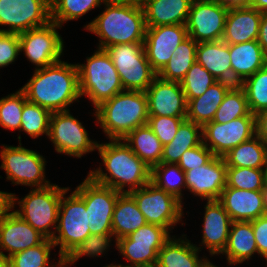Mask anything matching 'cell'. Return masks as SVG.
I'll use <instances>...</instances> for the list:
<instances>
[{
    "instance_id": "11",
    "label": "cell",
    "mask_w": 267,
    "mask_h": 267,
    "mask_svg": "<svg viewBox=\"0 0 267 267\" xmlns=\"http://www.w3.org/2000/svg\"><path fill=\"white\" fill-rule=\"evenodd\" d=\"M146 222L168 229L171 233L175 226L182 222L184 214L183 204L174 196L157 188L149 182L139 189L130 191Z\"/></svg>"
},
{
    "instance_id": "53",
    "label": "cell",
    "mask_w": 267,
    "mask_h": 267,
    "mask_svg": "<svg viewBox=\"0 0 267 267\" xmlns=\"http://www.w3.org/2000/svg\"><path fill=\"white\" fill-rule=\"evenodd\" d=\"M12 209V193L0 191V221Z\"/></svg>"
},
{
    "instance_id": "62",
    "label": "cell",
    "mask_w": 267,
    "mask_h": 267,
    "mask_svg": "<svg viewBox=\"0 0 267 267\" xmlns=\"http://www.w3.org/2000/svg\"><path fill=\"white\" fill-rule=\"evenodd\" d=\"M209 267H218L217 265H215L214 263H212ZM228 267V266H227Z\"/></svg>"
},
{
    "instance_id": "1",
    "label": "cell",
    "mask_w": 267,
    "mask_h": 267,
    "mask_svg": "<svg viewBox=\"0 0 267 267\" xmlns=\"http://www.w3.org/2000/svg\"><path fill=\"white\" fill-rule=\"evenodd\" d=\"M20 89L28 101L51 113L67 111L81 98L77 64L61 60L34 69L32 77Z\"/></svg>"
},
{
    "instance_id": "49",
    "label": "cell",
    "mask_w": 267,
    "mask_h": 267,
    "mask_svg": "<svg viewBox=\"0 0 267 267\" xmlns=\"http://www.w3.org/2000/svg\"><path fill=\"white\" fill-rule=\"evenodd\" d=\"M215 155L203 142L191 149L186 150L180 157L178 165L184 172L207 164Z\"/></svg>"
},
{
    "instance_id": "25",
    "label": "cell",
    "mask_w": 267,
    "mask_h": 267,
    "mask_svg": "<svg viewBox=\"0 0 267 267\" xmlns=\"http://www.w3.org/2000/svg\"><path fill=\"white\" fill-rule=\"evenodd\" d=\"M231 83L240 85L245 79L267 65V54L257 40L229 45Z\"/></svg>"
},
{
    "instance_id": "21",
    "label": "cell",
    "mask_w": 267,
    "mask_h": 267,
    "mask_svg": "<svg viewBox=\"0 0 267 267\" xmlns=\"http://www.w3.org/2000/svg\"><path fill=\"white\" fill-rule=\"evenodd\" d=\"M45 239L44 235L35 230L12 209L0 221V252L6 258L37 246Z\"/></svg>"
},
{
    "instance_id": "5",
    "label": "cell",
    "mask_w": 267,
    "mask_h": 267,
    "mask_svg": "<svg viewBox=\"0 0 267 267\" xmlns=\"http://www.w3.org/2000/svg\"><path fill=\"white\" fill-rule=\"evenodd\" d=\"M68 188L52 183L43 188H31L21 199L12 193V210L47 239H52L57 227L61 196ZM16 204L19 209H14Z\"/></svg>"
},
{
    "instance_id": "56",
    "label": "cell",
    "mask_w": 267,
    "mask_h": 267,
    "mask_svg": "<svg viewBox=\"0 0 267 267\" xmlns=\"http://www.w3.org/2000/svg\"><path fill=\"white\" fill-rule=\"evenodd\" d=\"M108 1L143 7L149 0H108Z\"/></svg>"
},
{
    "instance_id": "17",
    "label": "cell",
    "mask_w": 267,
    "mask_h": 267,
    "mask_svg": "<svg viewBox=\"0 0 267 267\" xmlns=\"http://www.w3.org/2000/svg\"><path fill=\"white\" fill-rule=\"evenodd\" d=\"M188 37L186 25L146 27L144 49L153 70L158 74L173 51Z\"/></svg>"
},
{
    "instance_id": "26",
    "label": "cell",
    "mask_w": 267,
    "mask_h": 267,
    "mask_svg": "<svg viewBox=\"0 0 267 267\" xmlns=\"http://www.w3.org/2000/svg\"><path fill=\"white\" fill-rule=\"evenodd\" d=\"M258 254L252 221H233L230 227L228 243L221 255L226 257L229 266L248 263Z\"/></svg>"
},
{
    "instance_id": "57",
    "label": "cell",
    "mask_w": 267,
    "mask_h": 267,
    "mask_svg": "<svg viewBox=\"0 0 267 267\" xmlns=\"http://www.w3.org/2000/svg\"><path fill=\"white\" fill-rule=\"evenodd\" d=\"M261 196H262V203L263 207L265 209V212L267 213V183L265 182L263 187L260 190Z\"/></svg>"
},
{
    "instance_id": "41",
    "label": "cell",
    "mask_w": 267,
    "mask_h": 267,
    "mask_svg": "<svg viewBox=\"0 0 267 267\" xmlns=\"http://www.w3.org/2000/svg\"><path fill=\"white\" fill-rule=\"evenodd\" d=\"M51 112L38 104L26 101L21 116L20 132H24L32 139L43 135L48 137Z\"/></svg>"
},
{
    "instance_id": "35",
    "label": "cell",
    "mask_w": 267,
    "mask_h": 267,
    "mask_svg": "<svg viewBox=\"0 0 267 267\" xmlns=\"http://www.w3.org/2000/svg\"><path fill=\"white\" fill-rule=\"evenodd\" d=\"M150 182L157 188L174 196L184 206V194L182 192L184 189L186 191V179L185 172L178 164L161 162L153 166L151 168Z\"/></svg>"
},
{
    "instance_id": "2",
    "label": "cell",
    "mask_w": 267,
    "mask_h": 267,
    "mask_svg": "<svg viewBox=\"0 0 267 267\" xmlns=\"http://www.w3.org/2000/svg\"><path fill=\"white\" fill-rule=\"evenodd\" d=\"M98 142L96 150L102 163L87 174L95 182L121 193H129L150 182L151 168L130 149L123 139Z\"/></svg>"
},
{
    "instance_id": "14",
    "label": "cell",
    "mask_w": 267,
    "mask_h": 267,
    "mask_svg": "<svg viewBox=\"0 0 267 267\" xmlns=\"http://www.w3.org/2000/svg\"><path fill=\"white\" fill-rule=\"evenodd\" d=\"M51 21L50 0H0V32L20 34Z\"/></svg>"
},
{
    "instance_id": "4",
    "label": "cell",
    "mask_w": 267,
    "mask_h": 267,
    "mask_svg": "<svg viewBox=\"0 0 267 267\" xmlns=\"http://www.w3.org/2000/svg\"><path fill=\"white\" fill-rule=\"evenodd\" d=\"M96 125L107 139H124L131 131L147 124L148 100L145 92L124 90L93 109Z\"/></svg>"
},
{
    "instance_id": "27",
    "label": "cell",
    "mask_w": 267,
    "mask_h": 267,
    "mask_svg": "<svg viewBox=\"0 0 267 267\" xmlns=\"http://www.w3.org/2000/svg\"><path fill=\"white\" fill-rule=\"evenodd\" d=\"M193 0H149L142 8L146 27L186 25Z\"/></svg>"
},
{
    "instance_id": "24",
    "label": "cell",
    "mask_w": 267,
    "mask_h": 267,
    "mask_svg": "<svg viewBox=\"0 0 267 267\" xmlns=\"http://www.w3.org/2000/svg\"><path fill=\"white\" fill-rule=\"evenodd\" d=\"M262 12L250 6L229 8L222 41L229 45L257 40Z\"/></svg>"
},
{
    "instance_id": "31",
    "label": "cell",
    "mask_w": 267,
    "mask_h": 267,
    "mask_svg": "<svg viewBox=\"0 0 267 267\" xmlns=\"http://www.w3.org/2000/svg\"><path fill=\"white\" fill-rule=\"evenodd\" d=\"M123 141L150 168L161 163L163 145L147 124L131 131Z\"/></svg>"
},
{
    "instance_id": "22",
    "label": "cell",
    "mask_w": 267,
    "mask_h": 267,
    "mask_svg": "<svg viewBox=\"0 0 267 267\" xmlns=\"http://www.w3.org/2000/svg\"><path fill=\"white\" fill-rule=\"evenodd\" d=\"M200 252L187 234L172 235L158 252L156 267H209L213 262Z\"/></svg>"
},
{
    "instance_id": "50",
    "label": "cell",
    "mask_w": 267,
    "mask_h": 267,
    "mask_svg": "<svg viewBox=\"0 0 267 267\" xmlns=\"http://www.w3.org/2000/svg\"><path fill=\"white\" fill-rule=\"evenodd\" d=\"M252 227L257 244L258 257L267 261V214L252 220Z\"/></svg>"
},
{
    "instance_id": "19",
    "label": "cell",
    "mask_w": 267,
    "mask_h": 267,
    "mask_svg": "<svg viewBox=\"0 0 267 267\" xmlns=\"http://www.w3.org/2000/svg\"><path fill=\"white\" fill-rule=\"evenodd\" d=\"M203 215L202 239L195 246L200 251L206 248L210 257L221 256L227 246L233 221L218 200L206 201Z\"/></svg>"
},
{
    "instance_id": "30",
    "label": "cell",
    "mask_w": 267,
    "mask_h": 267,
    "mask_svg": "<svg viewBox=\"0 0 267 267\" xmlns=\"http://www.w3.org/2000/svg\"><path fill=\"white\" fill-rule=\"evenodd\" d=\"M146 223L134 198L129 193H121L116 200L112 217V234L115 240L128 236Z\"/></svg>"
},
{
    "instance_id": "23",
    "label": "cell",
    "mask_w": 267,
    "mask_h": 267,
    "mask_svg": "<svg viewBox=\"0 0 267 267\" xmlns=\"http://www.w3.org/2000/svg\"><path fill=\"white\" fill-rule=\"evenodd\" d=\"M218 201L232 221H252L267 214L260 190L252 191L226 186Z\"/></svg>"
},
{
    "instance_id": "10",
    "label": "cell",
    "mask_w": 267,
    "mask_h": 267,
    "mask_svg": "<svg viewBox=\"0 0 267 267\" xmlns=\"http://www.w3.org/2000/svg\"><path fill=\"white\" fill-rule=\"evenodd\" d=\"M82 124L70 110L51 113L47 139L57 153L82 158L96 151L98 141L89 137L88 130Z\"/></svg>"
},
{
    "instance_id": "55",
    "label": "cell",
    "mask_w": 267,
    "mask_h": 267,
    "mask_svg": "<svg viewBox=\"0 0 267 267\" xmlns=\"http://www.w3.org/2000/svg\"><path fill=\"white\" fill-rule=\"evenodd\" d=\"M248 6L255 8L259 12H265L267 11V0H250Z\"/></svg>"
},
{
    "instance_id": "54",
    "label": "cell",
    "mask_w": 267,
    "mask_h": 267,
    "mask_svg": "<svg viewBox=\"0 0 267 267\" xmlns=\"http://www.w3.org/2000/svg\"><path fill=\"white\" fill-rule=\"evenodd\" d=\"M222 5L228 8L248 6L250 0H220Z\"/></svg>"
},
{
    "instance_id": "46",
    "label": "cell",
    "mask_w": 267,
    "mask_h": 267,
    "mask_svg": "<svg viewBox=\"0 0 267 267\" xmlns=\"http://www.w3.org/2000/svg\"><path fill=\"white\" fill-rule=\"evenodd\" d=\"M185 119L186 117L149 116L147 125L164 146L172 141Z\"/></svg>"
},
{
    "instance_id": "40",
    "label": "cell",
    "mask_w": 267,
    "mask_h": 267,
    "mask_svg": "<svg viewBox=\"0 0 267 267\" xmlns=\"http://www.w3.org/2000/svg\"><path fill=\"white\" fill-rule=\"evenodd\" d=\"M250 113L246 94L240 85H233L225 94L213 122L227 123Z\"/></svg>"
},
{
    "instance_id": "51",
    "label": "cell",
    "mask_w": 267,
    "mask_h": 267,
    "mask_svg": "<svg viewBox=\"0 0 267 267\" xmlns=\"http://www.w3.org/2000/svg\"><path fill=\"white\" fill-rule=\"evenodd\" d=\"M256 135L267 145V109L255 115Z\"/></svg>"
},
{
    "instance_id": "29",
    "label": "cell",
    "mask_w": 267,
    "mask_h": 267,
    "mask_svg": "<svg viewBox=\"0 0 267 267\" xmlns=\"http://www.w3.org/2000/svg\"><path fill=\"white\" fill-rule=\"evenodd\" d=\"M232 86V83L217 81L203 95L189 100L187 102L186 120L201 127L211 122L225 94Z\"/></svg>"
},
{
    "instance_id": "13",
    "label": "cell",
    "mask_w": 267,
    "mask_h": 267,
    "mask_svg": "<svg viewBox=\"0 0 267 267\" xmlns=\"http://www.w3.org/2000/svg\"><path fill=\"white\" fill-rule=\"evenodd\" d=\"M58 24L50 21L42 27L30 29L19 35L20 53L23 52L35 69L44 68L61 61L64 55V40L59 34Z\"/></svg>"
},
{
    "instance_id": "15",
    "label": "cell",
    "mask_w": 267,
    "mask_h": 267,
    "mask_svg": "<svg viewBox=\"0 0 267 267\" xmlns=\"http://www.w3.org/2000/svg\"><path fill=\"white\" fill-rule=\"evenodd\" d=\"M228 10L217 1L193 0L186 22L188 36L197 43L222 40Z\"/></svg>"
},
{
    "instance_id": "16",
    "label": "cell",
    "mask_w": 267,
    "mask_h": 267,
    "mask_svg": "<svg viewBox=\"0 0 267 267\" xmlns=\"http://www.w3.org/2000/svg\"><path fill=\"white\" fill-rule=\"evenodd\" d=\"M255 135V115L251 112L227 123L211 121L202 127L203 144L220 157Z\"/></svg>"
},
{
    "instance_id": "61",
    "label": "cell",
    "mask_w": 267,
    "mask_h": 267,
    "mask_svg": "<svg viewBox=\"0 0 267 267\" xmlns=\"http://www.w3.org/2000/svg\"><path fill=\"white\" fill-rule=\"evenodd\" d=\"M264 172H265V182L267 183V160H266Z\"/></svg>"
},
{
    "instance_id": "48",
    "label": "cell",
    "mask_w": 267,
    "mask_h": 267,
    "mask_svg": "<svg viewBox=\"0 0 267 267\" xmlns=\"http://www.w3.org/2000/svg\"><path fill=\"white\" fill-rule=\"evenodd\" d=\"M20 54L19 35L0 32V69L14 64Z\"/></svg>"
},
{
    "instance_id": "42",
    "label": "cell",
    "mask_w": 267,
    "mask_h": 267,
    "mask_svg": "<svg viewBox=\"0 0 267 267\" xmlns=\"http://www.w3.org/2000/svg\"><path fill=\"white\" fill-rule=\"evenodd\" d=\"M240 86L245 91L252 114L267 109V65L245 79Z\"/></svg>"
},
{
    "instance_id": "47",
    "label": "cell",
    "mask_w": 267,
    "mask_h": 267,
    "mask_svg": "<svg viewBox=\"0 0 267 267\" xmlns=\"http://www.w3.org/2000/svg\"><path fill=\"white\" fill-rule=\"evenodd\" d=\"M171 236V232L168 229L146 223L137 231L130 233L127 237L134 241V244L164 245Z\"/></svg>"
},
{
    "instance_id": "59",
    "label": "cell",
    "mask_w": 267,
    "mask_h": 267,
    "mask_svg": "<svg viewBox=\"0 0 267 267\" xmlns=\"http://www.w3.org/2000/svg\"><path fill=\"white\" fill-rule=\"evenodd\" d=\"M55 267H69L63 259L59 261V263Z\"/></svg>"
},
{
    "instance_id": "7",
    "label": "cell",
    "mask_w": 267,
    "mask_h": 267,
    "mask_svg": "<svg viewBox=\"0 0 267 267\" xmlns=\"http://www.w3.org/2000/svg\"><path fill=\"white\" fill-rule=\"evenodd\" d=\"M21 135L17 137L18 146L1 144L0 168L4 170L6 179L13 185L30 188H43L52 184L46 179V159L36 150L22 146Z\"/></svg>"
},
{
    "instance_id": "45",
    "label": "cell",
    "mask_w": 267,
    "mask_h": 267,
    "mask_svg": "<svg viewBox=\"0 0 267 267\" xmlns=\"http://www.w3.org/2000/svg\"><path fill=\"white\" fill-rule=\"evenodd\" d=\"M264 183V169L227 167L226 186L228 187L256 191L261 190Z\"/></svg>"
},
{
    "instance_id": "60",
    "label": "cell",
    "mask_w": 267,
    "mask_h": 267,
    "mask_svg": "<svg viewBox=\"0 0 267 267\" xmlns=\"http://www.w3.org/2000/svg\"><path fill=\"white\" fill-rule=\"evenodd\" d=\"M103 267H124V266H121V265H118V263H110V264H108V265H106L105 264V266H103Z\"/></svg>"
},
{
    "instance_id": "43",
    "label": "cell",
    "mask_w": 267,
    "mask_h": 267,
    "mask_svg": "<svg viewBox=\"0 0 267 267\" xmlns=\"http://www.w3.org/2000/svg\"><path fill=\"white\" fill-rule=\"evenodd\" d=\"M27 101L24 92L19 88L14 93L0 99V126L5 130H19L24 103Z\"/></svg>"
},
{
    "instance_id": "3",
    "label": "cell",
    "mask_w": 267,
    "mask_h": 267,
    "mask_svg": "<svg viewBox=\"0 0 267 267\" xmlns=\"http://www.w3.org/2000/svg\"><path fill=\"white\" fill-rule=\"evenodd\" d=\"M104 10L84 25L99 38L97 48L128 43H144L146 24L142 7L106 0Z\"/></svg>"
},
{
    "instance_id": "18",
    "label": "cell",
    "mask_w": 267,
    "mask_h": 267,
    "mask_svg": "<svg viewBox=\"0 0 267 267\" xmlns=\"http://www.w3.org/2000/svg\"><path fill=\"white\" fill-rule=\"evenodd\" d=\"M226 177L224 157L214 156L207 164L185 172L186 190L205 202L218 200L226 187Z\"/></svg>"
},
{
    "instance_id": "28",
    "label": "cell",
    "mask_w": 267,
    "mask_h": 267,
    "mask_svg": "<svg viewBox=\"0 0 267 267\" xmlns=\"http://www.w3.org/2000/svg\"><path fill=\"white\" fill-rule=\"evenodd\" d=\"M196 61L217 81L231 83V56L229 53V44L222 40L198 43Z\"/></svg>"
},
{
    "instance_id": "33",
    "label": "cell",
    "mask_w": 267,
    "mask_h": 267,
    "mask_svg": "<svg viewBox=\"0 0 267 267\" xmlns=\"http://www.w3.org/2000/svg\"><path fill=\"white\" fill-rule=\"evenodd\" d=\"M203 142L202 127L189 120H184L172 141L163 146L161 162L178 164L181 155L188 149Z\"/></svg>"
},
{
    "instance_id": "37",
    "label": "cell",
    "mask_w": 267,
    "mask_h": 267,
    "mask_svg": "<svg viewBox=\"0 0 267 267\" xmlns=\"http://www.w3.org/2000/svg\"><path fill=\"white\" fill-rule=\"evenodd\" d=\"M106 0H50L51 21L60 27L63 24L78 20L92 9L100 8Z\"/></svg>"
},
{
    "instance_id": "44",
    "label": "cell",
    "mask_w": 267,
    "mask_h": 267,
    "mask_svg": "<svg viewBox=\"0 0 267 267\" xmlns=\"http://www.w3.org/2000/svg\"><path fill=\"white\" fill-rule=\"evenodd\" d=\"M216 82L217 80L196 61L187 71L180 84L188 102L203 95Z\"/></svg>"
},
{
    "instance_id": "6",
    "label": "cell",
    "mask_w": 267,
    "mask_h": 267,
    "mask_svg": "<svg viewBox=\"0 0 267 267\" xmlns=\"http://www.w3.org/2000/svg\"><path fill=\"white\" fill-rule=\"evenodd\" d=\"M85 62L77 63L80 94L91 101L94 109L124 91L111 57L104 49L97 48Z\"/></svg>"
},
{
    "instance_id": "39",
    "label": "cell",
    "mask_w": 267,
    "mask_h": 267,
    "mask_svg": "<svg viewBox=\"0 0 267 267\" xmlns=\"http://www.w3.org/2000/svg\"><path fill=\"white\" fill-rule=\"evenodd\" d=\"M53 249H55L54 243L51 239L46 238L41 244L9 257V267H55L62 258L52 259L50 255ZM51 259L57 260V262Z\"/></svg>"
},
{
    "instance_id": "9",
    "label": "cell",
    "mask_w": 267,
    "mask_h": 267,
    "mask_svg": "<svg viewBox=\"0 0 267 267\" xmlns=\"http://www.w3.org/2000/svg\"><path fill=\"white\" fill-rule=\"evenodd\" d=\"M105 51L111 57L124 90L145 92L157 77L147 60L143 43L111 45Z\"/></svg>"
},
{
    "instance_id": "20",
    "label": "cell",
    "mask_w": 267,
    "mask_h": 267,
    "mask_svg": "<svg viewBox=\"0 0 267 267\" xmlns=\"http://www.w3.org/2000/svg\"><path fill=\"white\" fill-rule=\"evenodd\" d=\"M145 93L149 116L186 117L187 101L180 82L157 76Z\"/></svg>"
},
{
    "instance_id": "52",
    "label": "cell",
    "mask_w": 267,
    "mask_h": 267,
    "mask_svg": "<svg viewBox=\"0 0 267 267\" xmlns=\"http://www.w3.org/2000/svg\"><path fill=\"white\" fill-rule=\"evenodd\" d=\"M257 42L267 54V11L262 12Z\"/></svg>"
},
{
    "instance_id": "38",
    "label": "cell",
    "mask_w": 267,
    "mask_h": 267,
    "mask_svg": "<svg viewBox=\"0 0 267 267\" xmlns=\"http://www.w3.org/2000/svg\"><path fill=\"white\" fill-rule=\"evenodd\" d=\"M112 233L106 234H90L82 243H78L72 248L62 259L69 266H73L83 256L90 258L102 257L114 245L116 248V241ZM112 241L115 243L111 244Z\"/></svg>"
},
{
    "instance_id": "34",
    "label": "cell",
    "mask_w": 267,
    "mask_h": 267,
    "mask_svg": "<svg viewBox=\"0 0 267 267\" xmlns=\"http://www.w3.org/2000/svg\"><path fill=\"white\" fill-rule=\"evenodd\" d=\"M198 43L189 36L173 51L170 58L157 76L166 81H177L185 77L187 71L196 62V49Z\"/></svg>"
},
{
    "instance_id": "8",
    "label": "cell",
    "mask_w": 267,
    "mask_h": 267,
    "mask_svg": "<svg viewBox=\"0 0 267 267\" xmlns=\"http://www.w3.org/2000/svg\"><path fill=\"white\" fill-rule=\"evenodd\" d=\"M70 187L62 194L58 210L57 227L51 239L59 248L58 257L63 258L89 235L88 209L85 202Z\"/></svg>"
},
{
    "instance_id": "36",
    "label": "cell",
    "mask_w": 267,
    "mask_h": 267,
    "mask_svg": "<svg viewBox=\"0 0 267 267\" xmlns=\"http://www.w3.org/2000/svg\"><path fill=\"white\" fill-rule=\"evenodd\" d=\"M116 250L129 264H118L124 267H156L158 252L163 245L134 244L127 236L116 241Z\"/></svg>"
},
{
    "instance_id": "32",
    "label": "cell",
    "mask_w": 267,
    "mask_h": 267,
    "mask_svg": "<svg viewBox=\"0 0 267 267\" xmlns=\"http://www.w3.org/2000/svg\"><path fill=\"white\" fill-rule=\"evenodd\" d=\"M223 157L227 167L264 169L267 160V145L255 135L231 149Z\"/></svg>"
},
{
    "instance_id": "58",
    "label": "cell",
    "mask_w": 267,
    "mask_h": 267,
    "mask_svg": "<svg viewBox=\"0 0 267 267\" xmlns=\"http://www.w3.org/2000/svg\"><path fill=\"white\" fill-rule=\"evenodd\" d=\"M0 267H9L8 258L0 252Z\"/></svg>"
},
{
    "instance_id": "12",
    "label": "cell",
    "mask_w": 267,
    "mask_h": 267,
    "mask_svg": "<svg viewBox=\"0 0 267 267\" xmlns=\"http://www.w3.org/2000/svg\"><path fill=\"white\" fill-rule=\"evenodd\" d=\"M73 191L88 209L90 234L112 233L113 212L121 192L95 182L88 175Z\"/></svg>"
}]
</instances>
